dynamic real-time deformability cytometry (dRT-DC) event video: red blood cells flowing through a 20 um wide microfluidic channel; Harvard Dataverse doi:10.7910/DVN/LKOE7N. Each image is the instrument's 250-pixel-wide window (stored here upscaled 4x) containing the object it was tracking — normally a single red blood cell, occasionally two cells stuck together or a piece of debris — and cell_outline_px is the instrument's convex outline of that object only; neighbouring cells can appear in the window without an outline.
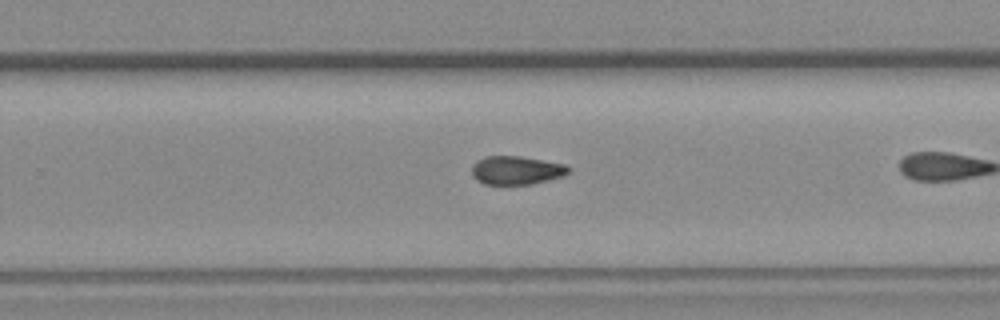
{"species": "common noctule bat (a hibernating species)", "species_latin": "Nyctalus noctula", "temperature_condition": "room temperature", "stored_images_in_passage": 27, "camera_frame_rate_fps": 3000, "um_per_image_px": 0.085, "animal": {"sex": "female", "body_mass_g": 19.3, "forearm_length_mm": 54.1}, "frame": {"image": 1, "passage_image": 20, "time_ms": 6.333, "image_size_px": [1000, 320], "cell_outline_px": [[572, 168], [564, 176], [532, 184], [484, 184], [476, 180], [472, 176], [472, 164], [476, 160], [484, 156], [520, 156], [564, 164]], "centroid_in_image_um": [43.87, 14.47], "position_along_channel_um": 285.9, "area_um2": 16.18}}
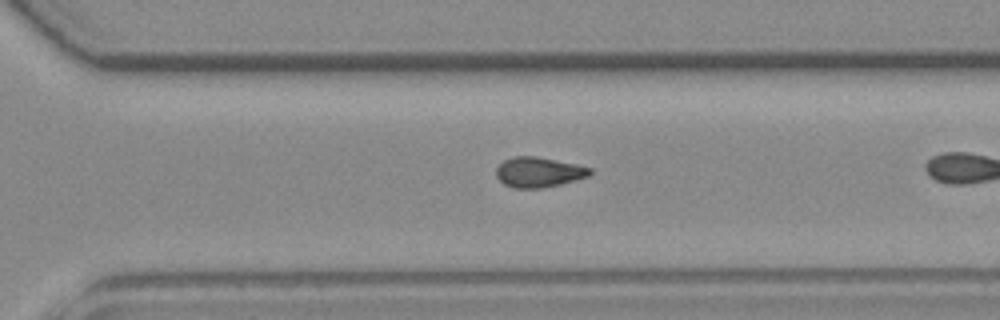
{"frame": {"image": 2, "passage_image": 23, "time_ms": 7.333, "image_size_px": [1000, 320], "cell_outline_px": [[592, 172], [588, 176], [576, 180], [560, 184], [540, 188], [516, 188], [504, 184], [496, 176], [496, 168], [504, 160], [512, 156], [536, 156], [576, 164], [592, 168]], "centroid_in_image_um": [45.78, 14.62], "position_along_channel_um": 324.8, "area_um2": 16.42}}